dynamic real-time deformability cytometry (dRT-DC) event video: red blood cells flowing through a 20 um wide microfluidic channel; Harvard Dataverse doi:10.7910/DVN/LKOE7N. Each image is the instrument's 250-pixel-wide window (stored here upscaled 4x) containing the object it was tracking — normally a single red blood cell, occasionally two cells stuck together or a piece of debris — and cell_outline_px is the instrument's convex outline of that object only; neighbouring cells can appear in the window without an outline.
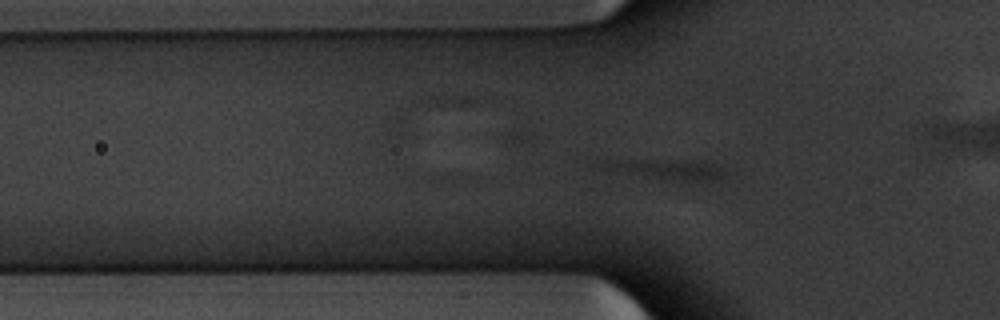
{"species": "common noctule bat (a hibernating species)", "species_latin": "Nyctalus noctula", "temperature_condition": "warm", "stored_images_in_passage": 17, "segment_of_instrument_passage": [2, 2], "camera_frame_rate_fps": 3000, "um_per_image_px": 0.085, "animal": {"sex": "male", "body_mass_g": 20.1, "forearm_length_mm": 53.5}, "frame": {"image": 1, "passage_image": 15, "time_ms": 4.667, "image_size_px": [1000, 320], "cell_outline_px": [[736, 172], [732, 176], [724, 180], [700, 184], [688, 184], [588, 168], [580, 164], [592, 160], [712, 160]], "centroid_in_image_um": [56.7, 14.43], "position_along_channel_um": 69.1, "area_um2": 18.03}}